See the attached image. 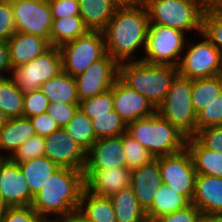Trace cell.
I'll return each mask as SVG.
<instances>
[{
	"instance_id": "cell-1",
	"label": "cell",
	"mask_w": 222,
	"mask_h": 222,
	"mask_svg": "<svg viewBox=\"0 0 222 222\" xmlns=\"http://www.w3.org/2000/svg\"><path fill=\"white\" fill-rule=\"evenodd\" d=\"M85 189L83 171L59 167L34 196L31 207L46 222H52L47 214L60 218L78 210L80 198Z\"/></svg>"
},
{
	"instance_id": "cell-2",
	"label": "cell",
	"mask_w": 222,
	"mask_h": 222,
	"mask_svg": "<svg viewBox=\"0 0 222 222\" xmlns=\"http://www.w3.org/2000/svg\"><path fill=\"white\" fill-rule=\"evenodd\" d=\"M148 26L149 18L145 6L117 9L102 31L106 54L118 63L131 61V55L140 45H143L145 50Z\"/></svg>"
},
{
	"instance_id": "cell-3",
	"label": "cell",
	"mask_w": 222,
	"mask_h": 222,
	"mask_svg": "<svg viewBox=\"0 0 222 222\" xmlns=\"http://www.w3.org/2000/svg\"><path fill=\"white\" fill-rule=\"evenodd\" d=\"M177 75V67L149 64L139 59L121 62L118 66V78L146 97L155 108L163 102Z\"/></svg>"
},
{
	"instance_id": "cell-4",
	"label": "cell",
	"mask_w": 222,
	"mask_h": 222,
	"mask_svg": "<svg viewBox=\"0 0 222 222\" xmlns=\"http://www.w3.org/2000/svg\"><path fill=\"white\" fill-rule=\"evenodd\" d=\"M126 133L154 158L175 154L186 148L187 137L157 112L128 123Z\"/></svg>"
},
{
	"instance_id": "cell-5",
	"label": "cell",
	"mask_w": 222,
	"mask_h": 222,
	"mask_svg": "<svg viewBox=\"0 0 222 222\" xmlns=\"http://www.w3.org/2000/svg\"><path fill=\"white\" fill-rule=\"evenodd\" d=\"M192 80L180 76L173 80L163 102L156 112L187 138L197 132V114L192 103Z\"/></svg>"
},
{
	"instance_id": "cell-6",
	"label": "cell",
	"mask_w": 222,
	"mask_h": 222,
	"mask_svg": "<svg viewBox=\"0 0 222 222\" xmlns=\"http://www.w3.org/2000/svg\"><path fill=\"white\" fill-rule=\"evenodd\" d=\"M149 24L202 33L203 9L200 0H146Z\"/></svg>"
},
{
	"instance_id": "cell-7",
	"label": "cell",
	"mask_w": 222,
	"mask_h": 222,
	"mask_svg": "<svg viewBox=\"0 0 222 222\" xmlns=\"http://www.w3.org/2000/svg\"><path fill=\"white\" fill-rule=\"evenodd\" d=\"M62 71L72 77L83 73L92 63L106 55L103 32L88 31L75 40L66 42L60 47Z\"/></svg>"
},
{
	"instance_id": "cell-8",
	"label": "cell",
	"mask_w": 222,
	"mask_h": 222,
	"mask_svg": "<svg viewBox=\"0 0 222 222\" xmlns=\"http://www.w3.org/2000/svg\"><path fill=\"white\" fill-rule=\"evenodd\" d=\"M184 32L158 24H149L147 31L145 58L140 60L149 64L178 67L180 53L187 40ZM178 58V60H175Z\"/></svg>"
},
{
	"instance_id": "cell-9",
	"label": "cell",
	"mask_w": 222,
	"mask_h": 222,
	"mask_svg": "<svg viewBox=\"0 0 222 222\" xmlns=\"http://www.w3.org/2000/svg\"><path fill=\"white\" fill-rule=\"evenodd\" d=\"M12 71V80L23 92L40 90L43 83L62 71V56L59 47L51 46L42 55Z\"/></svg>"
},
{
	"instance_id": "cell-10",
	"label": "cell",
	"mask_w": 222,
	"mask_h": 222,
	"mask_svg": "<svg viewBox=\"0 0 222 222\" xmlns=\"http://www.w3.org/2000/svg\"><path fill=\"white\" fill-rule=\"evenodd\" d=\"M162 184L183 195L190 203L193 200L196 170L191 154L186 148L175 154L159 157Z\"/></svg>"
},
{
	"instance_id": "cell-11",
	"label": "cell",
	"mask_w": 222,
	"mask_h": 222,
	"mask_svg": "<svg viewBox=\"0 0 222 222\" xmlns=\"http://www.w3.org/2000/svg\"><path fill=\"white\" fill-rule=\"evenodd\" d=\"M16 32L40 36L49 42L53 21L48 0H11Z\"/></svg>"
},
{
	"instance_id": "cell-12",
	"label": "cell",
	"mask_w": 222,
	"mask_h": 222,
	"mask_svg": "<svg viewBox=\"0 0 222 222\" xmlns=\"http://www.w3.org/2000/svg\"><path fill=\"white\" fill-rule=\"evenodd\" d=\"M204 40L189 46L181 57L178 74L191 80L211 78L218 74L221 52L201 33Z\"/></svg>"
},
{
	"instance_id": "cell-13",
	"label": "cell",
	"mask_w": 222,
	"mask_h": 222,
	"mask_svg": "<svg viewBox=\"0 0 222 222\" xmlns=\"http://www.w3.org/2000/svg\"><path fill=\"white\" fill-rule=\"evenodd\" d=\"M118 66L119 63L106 54L77 75L75 79L79 101L109 91L118 78Z\"/></svg>"
},
{
	"instance_id": "cell-14",
	"label": "cell",
	"mask_w": 222,
	"mask_h": 222,
	"mask_svg": "<svg viewBox=\"0 0 222 222\" xmlns=\"http://www.w3.org/2000/svg\"><path fill=\"white\" fill-rule=\"evenodd\" d=\"M44 156L58 167L83 171L86 164V151L71 138L64 128H59L45 137Z\"/></svg>"
},
{
	"instance_id": "cell-15",
	"label": "cell",
	"mask_w": 222,
	"mask_h": 222,
	"mask_svg": "<svg viewBox=\"0 0 222 222\" xmlns=\"http://www.w3.org/2000/svg\"><path fill=\"white\" fill-rule=\"evenodd\" d=\"M0 195L8 207L31 206V192L24 173L10 158H0Z\"/></svg>"
},
{
	"instance_id": "cell-16",
	"label": "cell",
	"mask_w": 222,
	"mask_h": 222,
	"mask_svg": "<svg viewBox=\"0 0 222 222\" xmlns=\"http://www.w3.org/2000/svg\"><path fill=\"white\" fill-rule=\"evenodd\" d=\"M113 107L126 124L156 112L152 103L119 78L113 84Z\"/></svg>"
},
{
	"instance_id": "cell-17",
	"label": "cell",
	"mask_w": 222,
	"mask_h": 222,
	"mask_svg": "<svg viewBox=\"0 0 222 222\" xmlns=\"http://www.w3.org/2000/svg\"><path fill=\"white\" fill-rule=\"evenodd\" d=\"M85 189L97 196L108 197L130 187L131 173L127 167L84 169Z\"/></svg>"
},
{
	"instance_id": "cell-18",
	"label": "cell",
	"mask_w": 222,
	"mask_h": 222,
	"mask_svg": "<svg viewBox=\"0 0 222 222\" xmlns=\"http://www.w3.org/2000/svg\"><path fill=\"white\" fill-rule=\"evenodd\" d=\"M126 167L122 135L97 139L86 152L84 169H114Z\"/></svg>"
},
{
	"instance_id": "cell-19",
	"label": "cell",
	"mask_w": 222,
	"mask_h": 222,
	"mask_svg": "<svg viewBox=\"0 0 222 222\" xmlns=\"http://www.w3.org/2000/svg\"><path fill=\"white\" fill-rule=\"evenodd\" d=\"M161 185L159 157L154 158L131 173L130 187L145 212L151 207L152 201Z\"/></svg>"
},
{
	"instance_id": "cell-20",
	"label": "cell",
	"mask_w": 222,
	"mask_h": 222,
	"mask_svg": "<svg viewBox=\"0 0 222 222\" xmlns=\"http://www.w3.org/2000/svg\"><path fill=\"white\" fill-rule=\"evenodd\" d=\"M191 203L203 216L222 213V178L196 174Z\"/></svg>"
},
{
	"instance_id": "cell-21",
	"label": "cell",
	"mask_w": 222,
	"mask_h": 222,
	"mask_svg": "<svg viewBox=\"0 0 222 222\" xmlns=\"http://www.w3.org/2000/svg\"><path fill=\"white\" fill-rule=\"evenodd\" d=\"M7 44L12 70L27 64L51 47L50 43L40 36L20 32H15L7 40Z\"/></svg>"
},
{
	"instance_id": "cell-22",
	"label": "cell",
	"mask_w": 222,
	"mask_h": 222,
	"mask_svg": "<svg viewBox=\"0 0 222 222\" xmlns=\"http://www.w3.org/2000/svg\"><path fill=\"white\" fill-rule=\"evenodd\" d=\"M79 16L89 31H103L117 8L111 0H78Z\"/></svg>"
},
{
	"instance_id": "cell-23",
	"label": "cell",
	"mask_w": 222,
	"mask_h": 222,
	"mask_svg": "<svg viewBox=\"0 0 222 222\" xmlns=\"http://www.w3.org/2000/svg\"><path fill=\"white\" fill-rule=\"evenodd\" d=\"M186 149L191 154L196 174L222 178V152L203 147L194 137L187 138Z\"/></svg>"
},
{
	"instance_id": "cell-24",
	"label": "cell",
	"mask_w": 222,
	"mask_h": 222,
	"mask_svg": "<svg viewBox=\"0 0 222 222\" xmlns=\"http://www.w3.org/2000/svg\"><path fill=\"white\" fill-rule=\"evenodd\" d=\"M40 90L48 98L49 103L79 104L76 79L63 71L43 83Z\"/></svg>"
},
{
	"instance_id": "cell-25",
	"label": "cell",
	"mask_w": 222,
	"mask_h": 222,
	"mask_svg": "<svg viewBox=\"0 0 222 222\" xmlns=\"http://www.w3.org/2000/svg\"><path fill=\"white\" fill-rule=\"evenodd\" d=\"M78 211L90 222H117L112 201L83 190Z\"/></svg>"
},
{
	"instance_id": "cell-26",
	"label": "cell",
	"mask_w": 222,
	"mask_h": 222,
	"mask_svg": "<svg viewBox=\"0 0 222 222\" xmlns=\"http://www.w3.org/2000/svg\"><path fill=\"white\" fill-rule=\"evenodd\" d=\"M23 171L31 192V204L50 176L59 168L45 156L33 158L18 164Z\"/></svg>"
},
{
	"instance_id": "cell-27",
	"label": "cell",
	"mask_w": 222,
	"mask_h": 222,
	"mask_svg": "<svg viewBox=\"0 0 222 222\" xmlns=\"http://www.w3.org/2000/svg\"><path fill=\"white\" fill-rule=\"evenodd\" d=\"M35 134L29 118H10L0 130V149L9 151L12 155L19 146Z\"/></svg>"
},
{
	"instance_id": "cell-28",
	"label": "cell",
	"mask_w": 222,
	"mask_h": 222,
	"mask_svg": "<svg viewBox=\"0 0 222 222\" xmlns=\"http://www.w3.org/2000/svg\"><path fill=\"white\" fill-rule=\"evenodd\" d=\"M110 199L117 222H149L131 187L112 195Z\"/></svg>"
},
{
	"instance_id": "cell-29",
	"label": "cell",
	"mask_w": 222,
	"mask_h": 222,
	"mask_svg": "<svg viewBox=\"0 0 222 222\" xmlns=\"http://www.w3.org/2000/svg\"><path fill=\"white\" fill-rule=\"evenodd\" d=\"M189 204L190 202L183 195L162 184L152 201L151 207L146 211V216L148 221L152 222L157 217L174 213Z\"/></svg>"
},
{
	"instance_id": "cell-30",
	"label": "cell",
	"mask_w": 222,
	"mask_h": 222,
	"mask_svg": "<svg viewBox=\"0 0 222 222\" xmlns=\"http://www.w3.org/2000/svg\"><path fill=\"white\" fill-rule=\"evenodd\" d=\"M88 31L89 30L84 26L82 18L79 15L53 19L49 43L51 46L60 47L66 42L85 35Z\"/></svg>"
},
{
	"instance_id": "cell-31",
	"label": "cell",
	"mask_w": 222,
	"mask_h": 222,
	"mask_svg": "<svg viewBox=\"0 0 222 222\" xmlns=\"http://www.w3.org/2000/svg\"><path fill=\"white\" fill-rule=\"evenodd\" d=\"M222 93V81L217 77L192 80V103L196 114Z\"/></svg>"
},
{
	"instance_id": "cell-32",
	"label": "cell",
	"mask_w": 222,
	"mask_h": 222,
	"mask_svg": "<svg viewBox=\"0 0 222 222\" xmlns=\"http://www.w3.org/2000/svg\"><path fill=\"white\" fill-rule=\"evenodd\" d=\"M64 129L86 152L97 140L91 119L79 108Z\"/></svg>"
},
{
	"instance_id": "cell-33",
	"label": "cell",
	"mask_w": 222,
	"mask_h": 222,
	"mask_svg": "<svg viewBox=\"0 0 222 222\" xmlns=\"http://www.w3.org/2000/svg\"><path fill=\"white\" fill-rule=\"evenodd\" d=\"M23 98L24 93L11 78L0 79V109L9 119L22 117Z\"/></svg>"
},
{
	"instance_id": "cell-34",
	"label": "cell",
	"mask_w": 222,
	"mask_h": 222,
	"mask_svg": "<svg viewBox=\"0 0 222 222\" xmlns=\"http://www.w3.org/2000/svg\"><path fill=\"white\" fill-rule=\"evenodd\" d=\"M91 122L97 139L126 133L127 124L115 110L102 115H92Z\"/></svg>"
},
{
	"instance_id": "cell-35",
	"label": "cell",
	"mask_w": 222,
	"mask_h": 222,
	"mask_svg": "<svg viewBox=\"0 0 222 222\" xmlns=\"http://www.w3.org/2000/svg\"><path fill=\"white\" fill-rule=\"evenodd\" d=\"M123 149L126 156V167L133 171L152 161V154L137 140L127 133L122 134Z\"/></svg>"
},
{
	"instance_id": "cell-36",
	"label": "cell",
	"mask_w": 222,
	"mask_h": 222,
	"mask_svg": "<svg viewBox=\"0 0 222 222\" xmlns=\"http://www.w3.org/2000/svg\"><path fill=\"white\" fill-rule=\"evenodd\" d=\"M44 153L45 138L35 134L19 146L12 155L5 156V158H10L14 163L20 164L44 156Z\"/></svg>"
},
{
	"instance_id": "cell-37",
	"label": "cell",
	"mask_w": 222,
	"mask_h": 222,
	"mask_svg": "<svg viewBox=\"0 0 222 222\" xmlns=\"http://www.w3.org/2000/svg\"><path fill=\"white\" fill-rule=\"evenodd\" d=\"M202 34L205 35L222 55V9L204 13Z\"/></svg>"
},
{
	"instance_id": "cell-38",
	"label": "cell",
	"mask_w": 222,
	"mask_h": 222,
	"mask_svg": "<svg viewBox=\"0 0 222 222\" xmlns=\"http://www.w3.org/2000/svg\"><path fill=\"white\" fill-rule=\"evenodd\" d=\"M78 108L90 119H92V115H102L114 110L113 86L103 94L79 101Z\"/></svg>"
},
{
	"instance_id": "cell-39",
	"label": "cell",
	"mask_w": 222,
	"mask_h": 222,
	"mask_svg": "<svg viewBox=\"0 0 222 222\" xmlns=\"http://www.w3.org/2000/svg\"><path fill=\"white\" fill-rule=\"evenodd\" d=\"M222 125V93L197 114V130Z\"/></svg>"
},
{
	"instance_id": "cell-40",
	"label": "cell",
	"mask_w": 222,
	"mask_h": 222,
	"mask_svg": "<svg viewBox=\"0 0 222 222\" xmlns=\"http://www.w3.org/2000/svg\"><path fill=\"white\" fill-rule=\"evenodd\" d=\"M49 105L48 98L41 90L29 91L24 93L23 98V115L22 117H32L46 113Z\"/></svg>"
},
{
	"instance_id": "cell-41",
	"label": "cell",
	"mask_w": 222,
	"mask_h": 222,
	"mask_svg": "<svg viewBox=\"0 0 222 222\" xmlns=\"http://www.w3.org/2000/svg\"><path fill=\"white\" fill-rule=\"evenodd\" d=\"M193 137L203 147L222 152V125L198 129Z\"/></svg>"
},
{
	"instance_id": "cell-42",
	"label": "cell",
	"mask_w": 222,
	"mask_h": 222,
	"mask_svg": "<svg viewBox=\"0 0 222 222\" xmlns=\"http://www.w3.org/2000/svg\"><path fill=\"white\" fill-rule=\"evenodd\" d=\"M79 104L49 103L46 113L54 119L60 128H64L72 119Z\"/></svg>"
},
{
	"instance_id": "cell-43",
	"label": "cell",
	"mask_w": 222,
	"mask_h": 222,
	"mask_svg": "<svg viewBox=\"0 0 222 222\" xmlns=\"http://www.w3.org/2000/svg\"><path fill=\"white\" fill-rule=\"evenodd\" d=\"M15 32L11 0H0V40L7 41Z\"/></svg>"
},
{
	"instance_id": "cell-44",
	"label": "cell",
	"mask_w": 222,
	"mask_h": 222,
	"mask_svg": "<svg viewBox=\"0 0 222 222\" xmlns=\"http://www.w3.org/2000/svg\"><path fill=\"white\" fill-rule=\"evenodd\" d=\"M202 218V213L190 203L185 208L157 217L152 222H199Z\"/></svg>"
},
{
	"instance_id": "cell-45",
	"label": "cell",
	"mask_w": 222,
	"mask_h": 222,
	"mask_svg": "<svg viewBox=\"0 0 222 222\" xmlns=\"http://www.w3.org/2000/svg\"><path fill=\"white\" fill-rule=\"evenodd\" d=\"M31 206L8 207L2 222H41Z\"/></svg>"
},
{
	"instance_id": "cell-46",
	"label": "cell",
	"mask_w": 222,
	"mask_h": 222,
	"mask_svg": "<svg viewBox=\"0 0 222 222\" xmlns=\"http://www.w3.org/2000/svg\"><path fill=\"white\" fill-rule=\"evenodd\" d=\"M52 18L60 19L64 16L79 15L78 0H48Z\"/></svg>"
},
{
	"instance_id": "cell-47",
	"label": "cell",
	"mask_w": 222,
	"mask_h": 222,
	"mask_svg": "<svg viewBox=\"0 0 222 222\" xmlns=\"http://www.w3.org/2000/svg\"><path fill=\"white\" fill-rule=\"evenodd\" d=\"M29 120L35 133L44 138L60 128L47 113L29 117Z\"/></svg>"
},
{
	"instance_id": "cell-48",
	"label": "cell",
	"mask_w": 222,
	"mask_h": 222,
	"mask_svg": "<svg viewBox=\"0 0 222 222\" xmlns=\"http://www.w3.org/2000/svg\"><path fill=\"white\" fill-rule=\"evenodd\" d=\"M9 70L11 71V65L9 61V49L7 41L0 40V72ZM7 78L5 75L0 73V79Z\"/></svg>"
},
{
	"instance_id": "cell-49",
	"label": "cell",
	"mask_w": 222,
	"mask_h": 222,
	"mask_svg": "<svg viewBox=\"0 0 222 222\" xmlns=\"http://www.w3.org/2000/svg\"><path fill=\"white\" fill-rule=\"evenodd\" d=\"M117 9H134L145 6L146 0H111Z\"/></svg>"
},
{
	"instance_id": "cell-50",
	"label": "cell",
	"mask_w": 222,
	"mask_h": 222,
	"mask_svg": "<svg viewBox=\"0 0 222 222\" xmlns=\"http://www.w3.org/2000/svg\"><path fill=\"white\" fill-rule=\"evenodd\" d=\"M52 222H90V221L87 218H85L78 210H75L58 220L57 219L52 220Z\"/></svg>"
},
{
	"instance_id": "cell-51",
	"label": "cell",
	"mask_w": 222,
	"mask_h": 222,
	"mask_svg": "<svg viewBox=\"0 0 222 222\" xmlns=\"http://www.w3.org/2000/svg\"><path fill=\"white\" fill-rule=\"evenodd\" d=\"M200 3L204 13L222 9V0H200Z\"/></svg>"
},
{
	"instance_id": "cell-52",
	"label": "cell",
	"mask_w": 222,
	"mask_h": 222,
	"mask_svg": "<svg viewBox=\"0 0 222 222\" xmlns=\"http://www.w3.org/2000/svg\"><path fill=\"white\" fill-rule=\"evenodd\" d=\"M207 222H222V213L211 214L203 216Z\"/></svg>"
},
{
	"instance_id": "cell-53",
	"label": "cell",
	"mask_w": 222,
	"mask_h": 222,
	"mask_svg": "<svg viewBox=\"0 0 222 222\" xmlns=\"http://www.w3.org/2000/svg\"><path fill=\"white\" fill-rule=\"evenodd\" d=\"M7 209L8 206L6 205V203L4 202L3 198L0 195V222H2Z\"/></svg>"
},
{
	"instance_id": "cell-54",
	"label": "cell",
	"mask_w": 222,
	"mask_h": 222,
	"mask_svg": "<svg viewBox=\"0 0 222 222\" xmlns=\"http://www.w3.org/2000/svg\"><path fill=\"white\" fill-rule=\"evenodd\" d=\"M8 117L1 111L0 109V130L3 128V126L6 124L8 121Z\"/></svg>"
},
{
	"instance_id": "cell-55",
	"label": "cell",
	"mask_w": 222,
	"mask_h": 222,
	"mask_svg": "<svg viewBox=\"0 0 222 222\" xmlns=\"http://www.w3.org/2000/svg\"><path fill=\"white\" fill-rule=\"evenodd\" d=\"M217 77L222 81V57H221V62H220V67H219Z\"/></svg>"
},
{
	"instance_id": "cell-56",
	"label": "cell",
	"mask_w": 222,
	"mask_h": 222,
	"mask_svg": "<svg viewBox=\"0 0 222 222\" xmlns=\"http://www.w3.org/2000/svg\"><path fill=\"white\" fill-rule=\"evenodd\" d=\"M199 222H207L204 218H202Z\"/></svg>"
},
{
	"instance_id": "cell-57",
	"label": "cell",
	"mask_w": 222,
	"mask_h": 222,
	"mask_svg": "<svg viewBox=\"0 0 222 222\" xmlns=\"http://www.w3.org/2000/svg\"><path fill=\"white\" fill-rule=\"evenodd\" d=\"M4 156H5L4 154H0V158H4Z\"/></svg>"
}]
</instances>
